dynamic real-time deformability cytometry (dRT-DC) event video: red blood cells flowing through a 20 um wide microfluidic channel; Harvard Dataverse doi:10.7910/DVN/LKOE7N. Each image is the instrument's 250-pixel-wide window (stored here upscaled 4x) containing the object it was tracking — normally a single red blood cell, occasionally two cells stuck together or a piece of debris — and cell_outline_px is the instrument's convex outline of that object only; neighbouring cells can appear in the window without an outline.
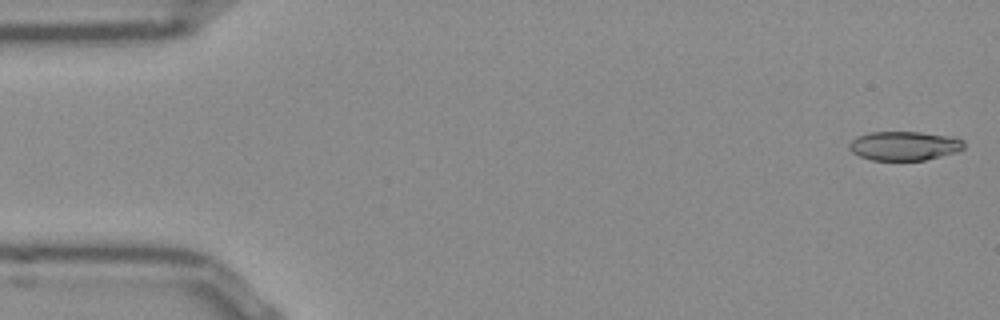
{"species": "Egyptian fruit bat (a non-hibernating species)", "species_latin": "Rousettus aegyptiacus", "temperature_condition": "room temperature", "stored_images_in_passage": 51, "camera_frame_rate_fps": 3000, "um_per_image_px": 0.085, "frame": {"image": 1, "passage_image": 1, "time_ms": 0.0, "image_size_px": [1000, 320], "cell_outline_px": [[964, 148], [960, 152], [924, 160], [872, 160], [860, 156], [852, 152], [848, 148], [848, 144], [856, 136], [868, 132], [920, 132], [952, 136], [964, 140]], "centroid_in_image_um": [76.88, 12.39], "position_along_channel_um": 8.1, "area_um2": 19.71}}
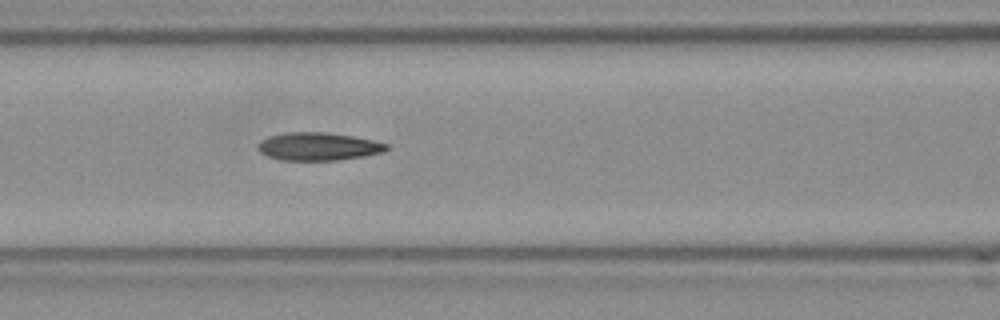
{"frame": {"image": 2, "passage_image": 21, "time_ms": 6.667, "image_size_px": [1000, 320], "cell_outline_px": [[392, 144], [384, 152], [364, 156], [340, 160], [280, 160], [268, 156], [260, 152], [256, 148], [256, 144], [260, 140], [268, 136], [284, 132], [324, 132], [352, 136]], "centroid_in_image_um": [27.04, 12.45], "position_along_channel_um": 139.6, "area_um2": 21.21}}
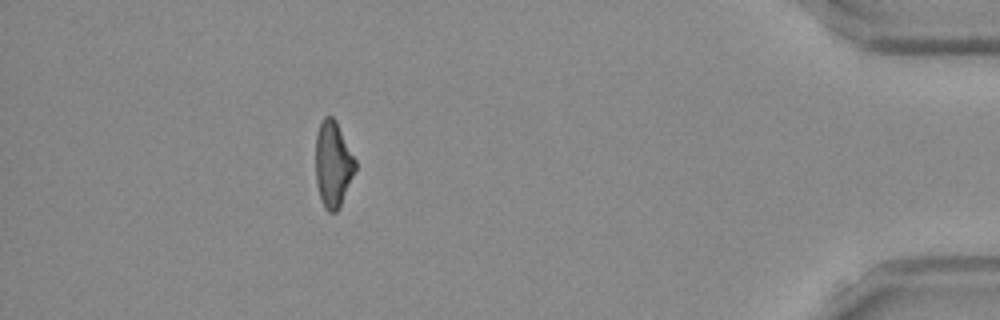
{"frame": {"image": 3, "passage_image": 46, "time_ms": 15.0, "image_size_px": [1000, 320], "cell_outline_px": [[356, 168], [340, 208], [336, 212], [328, 212], [324, 208], [316, 184], [316, 132], [324, 116], [332, 116], [336, 120], [356, 160]], "centroid_in_image_um": [28.31, 13.96], "position_along_channel_um": 406.9, "area_um2": 19.94}, "authors_computed_cell_mechanics": {"area_um2": 20.6346, "velocity_mm_per_s": 3.8894, "shape_relaxation_time_tau1_ms": 7.7081, "shape_relaxation_time_tau2_ms": 3.8844, "deformation_change_tau1": 0.2149, "deformation_change_tau2": 0.1378}}